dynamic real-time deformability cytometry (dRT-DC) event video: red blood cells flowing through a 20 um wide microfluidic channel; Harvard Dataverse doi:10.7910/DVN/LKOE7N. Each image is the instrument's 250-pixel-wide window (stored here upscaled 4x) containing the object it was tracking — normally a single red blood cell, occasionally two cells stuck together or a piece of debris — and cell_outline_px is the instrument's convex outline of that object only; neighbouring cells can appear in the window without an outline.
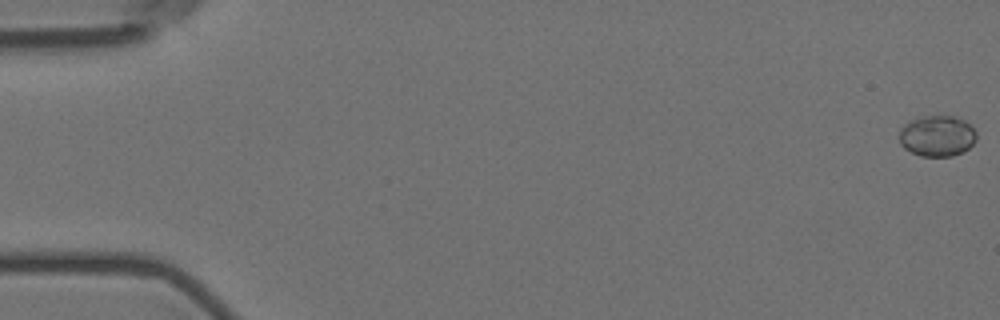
{"species": "Egyptian fruit bat (a non-hibernating species)", "species_latin": "Rousettus aegyptiacus", "temperature_condition": "room temperature", "stored_images_in_passage": 58, "camera_frame_rate_fps": 3000, "um_per_image_px": 0.085, "animal": {"sex": "female"}, "frame": {"image": 1, "passage_image": 1, "time_ms": 0.0, "image_size_px": [1000, 320], "cell_outline_px": [[976, 140], [964, 152], [952, 156], [920, 156], [904, 148], [900, 144], [900, 128], [904, 124], [912, 120], [924, 116], [956, 116], [972, 124], [976, 132]], "centroid_in_image_um": [79.68, 11.55], "position_along_channel_um": 5.3, "area_um2": 18.55}}
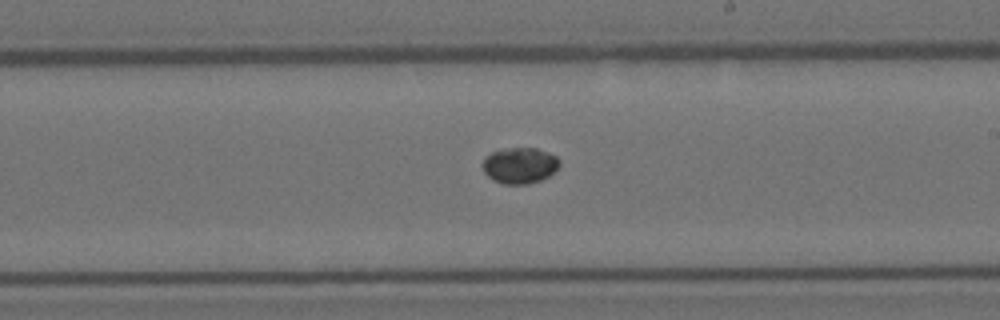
{"frame": {"image": 2, "passage_image": 34, "time_ms": 11.0, "image_size_px": [1000, 320], "cell_outline_px": [[560, 164], [548, 176], [540, 180], [528, 184], [504, 184], [492, 180], [484, 172], [480, 164], [484, 156], [492, 152], [512, 148], [536, 148], [548, 152], [556, 156], [560, 160]], "centroid_in_image_um": [44.13, 14.06], "position_along_channel_um": 244.9, "area_um2": 16.18}}
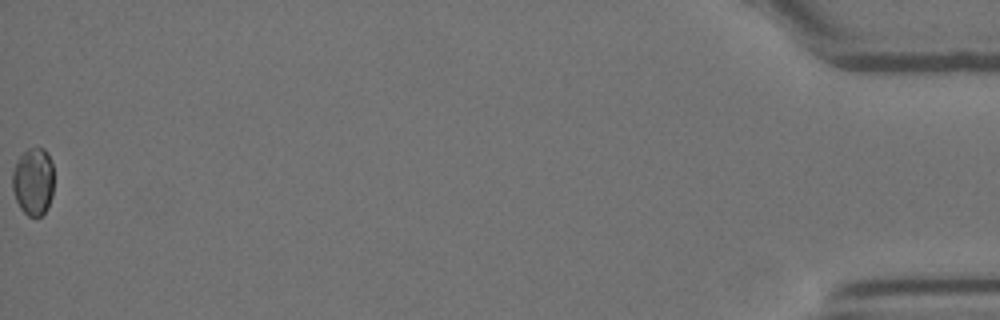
{"frame": {"image": 3, "passage_image": 58, "time_ms": 19.0, "image_size_px": [1000, 320], "cell_outline_px": [[52, 196], [48, 208], [40, 216], [28, 216], [20, 208], [16, 200], [12, 188], [12, 172], [16, 160], [28, 148], [44, 148], [48, 152], [52, 164]], "centroid_in_image_um": [2.81, 15.41], "position_along_channel_um": 432.4, "area_um2": 16.42}}